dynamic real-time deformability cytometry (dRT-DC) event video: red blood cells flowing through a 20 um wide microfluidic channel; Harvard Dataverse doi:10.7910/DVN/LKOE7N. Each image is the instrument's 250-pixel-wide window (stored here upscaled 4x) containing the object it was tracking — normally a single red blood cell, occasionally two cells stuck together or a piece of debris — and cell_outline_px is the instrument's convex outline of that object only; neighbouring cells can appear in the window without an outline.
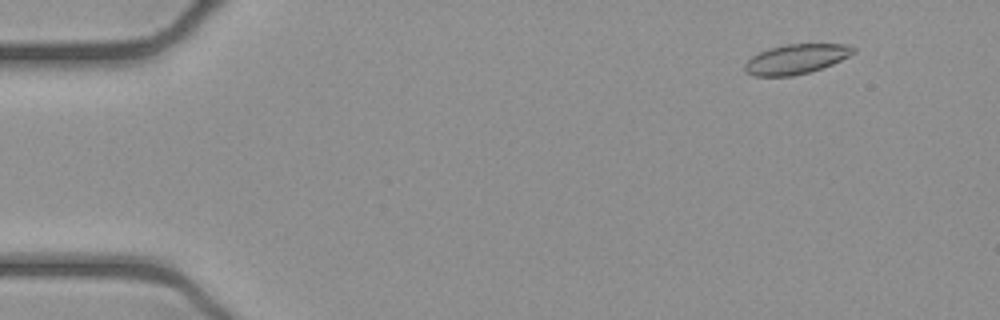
{"species": "common noctule bat (a hibernating species)", "species_latin": "Nyctalus noctula", "temperature_condition": "cold", "stored_images_in_passage": 48, "camera_frame_rate_fps": 3000, "um_per_image_px": 0.085, "animal": {"sex": "female", "body_mass_g": 21.9}, "frame": {"image": 1, "passage_image": 1, "time_ms": 0.0, "image_size_px": [1000, 320], "cell_outline_px": [[856, 52], [832, 64], [808, 72], [792, 76], [752, 76], [744, 72], [744, 64], [752, 56], [768, 48], [784, 44], [844, 44], [856, 48]], "centroid_in_image_um": [67.63, 5.02], "position_along_channel_um": 17.4, "area_um2": 18.79}}
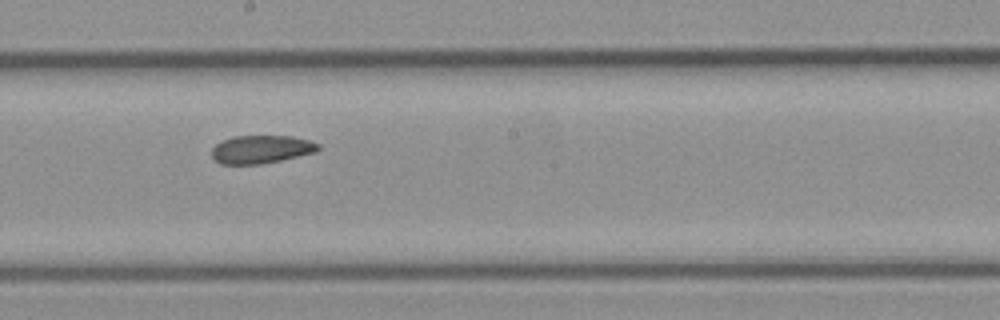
{"frame": {"image": 2, "passage_image": 25, "time_ms": 8.0, "image_size_px": [1000, 320], "cell_outline_px": [[320, 148], [316, 152], [280, 160], [260, 164], [220, 164], [212, 156], [212, 148], [216, 144], [232, 136], [292, 136], [308, 140], [320, 144]], "centroid_in_image_um": [22.21, 12.69], "position_along_channel_um": 226.0, "area_um2": 17.34}}
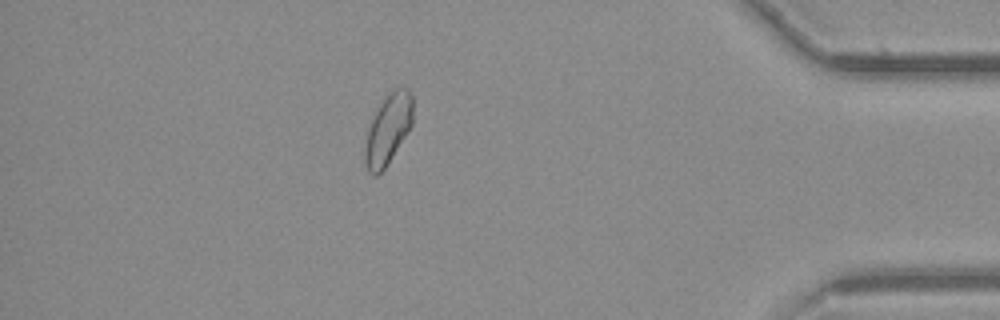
{"frame": {"image": 3, "passage_image": 42, "time_ms": 13.667, "image_size_px": [1000, 320], "cell_outline_px": [[412, 124], [384, 168], [376, 176], [372, 176], [368, 172], [364, 164], [364, 148], [368, 128], [384, 96], [388, 92], [396, 88], [408, 88], [412, 92]], "centroid_in_image_um": [32.96, 10.98], "position_along_channel_um": 402.2, "area_um2": 19.36}, "authors_computed_cell_mechanics": {"area_um2": 18.9006, "velocity_mm_per_s": 3.8838, "shape_relaxation_time_tau1_ms": 6.4601, "shape_relaxation_time_tau2_ms": 2.8304, "deformation_change_tau1": 0.0955, "deformation_change_tau2": 0.0626}}